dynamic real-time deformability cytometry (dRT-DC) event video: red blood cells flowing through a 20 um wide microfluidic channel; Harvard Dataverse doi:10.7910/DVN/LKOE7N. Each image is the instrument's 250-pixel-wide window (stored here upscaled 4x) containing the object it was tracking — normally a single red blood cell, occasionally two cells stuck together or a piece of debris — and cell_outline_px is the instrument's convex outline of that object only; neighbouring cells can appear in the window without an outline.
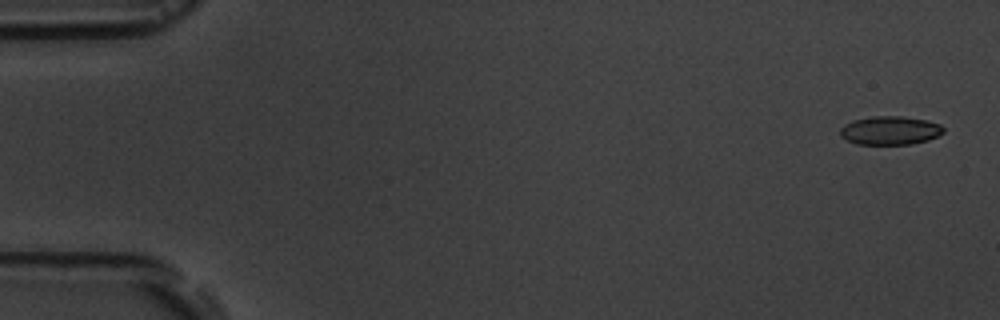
{"species": "common noctule bat (a hibernating species)", "species_latin": "Nyctalus noctula", "temperature_condition": "room temperature", "stored_images_in_passage": 6, "camera_frame_rate_fps": 3000, "um_per_image_px": 0.085, "animal": {"sex": "male", "body_mass_g": 19.5, "forearm_length_mm": 54.6}, "frame": {"image": 1, "passage_image": 1, "time_ms": 0.0, "image_size_px": [1000, 320], "cell_outline_px": [[944, 132], [928, 140], [912, 144], [856, 144], [840, 136], [840, 128], [844, 124], [852, 120], [872, 116], [900, 116], [924, 120], [940, 124], [944, 128]], "centroid_in_image_um": [75.63, 11.09], "position_along_channel_um": 9.4, "area_um2": 17.17}}
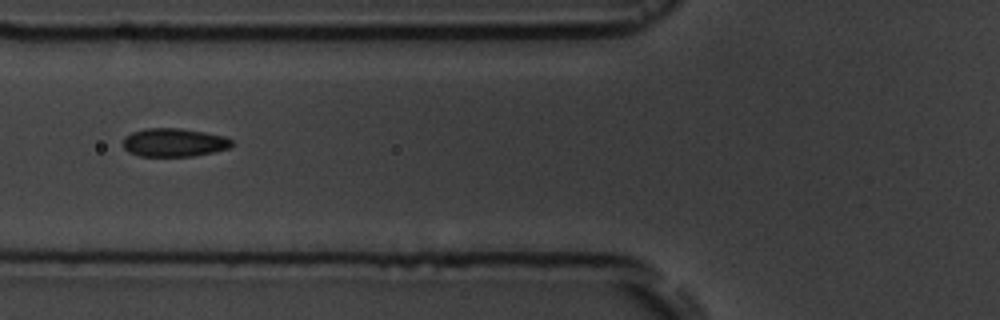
{"frame": {"image": 2, "passage_image": 5, "time_ms": 6.667, "image_size_px": [1000, 320], "cell_outline_px": [[232, 144], [228, 148], [212, 152], [192, 156], [140, 156], [128, 152], [124, 148], [124, 136], [132, 132], [144, 128], [180, 128], [204, 132], [224, 136], [232, 140]], "centroid_in_image_um": [14.76, 12.1], "position_along_channel_um": 111.0, "area_um2": 17.92}}
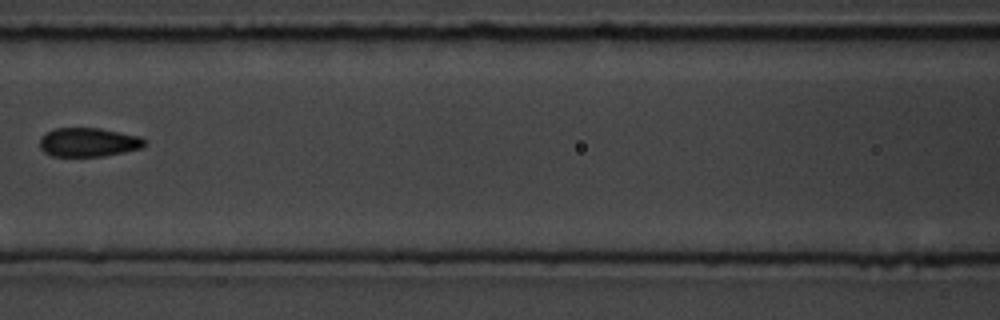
{"frame": {"image": 3, "passage_image": 6, "time_ms": 8.0, "image_size_px": [1000, 320], "cell_outline_px": [[148, 144], [144, 148], [104, 156], [52, 156], [44, 152], [40, 148], [40, 140], [48, 132], [56, 128], [100, 128], [140, 136]], "centroid_in_image_um": [7.57, 12.1], "position_along_channel_um": 159.0, "area_um2": 17.69}}